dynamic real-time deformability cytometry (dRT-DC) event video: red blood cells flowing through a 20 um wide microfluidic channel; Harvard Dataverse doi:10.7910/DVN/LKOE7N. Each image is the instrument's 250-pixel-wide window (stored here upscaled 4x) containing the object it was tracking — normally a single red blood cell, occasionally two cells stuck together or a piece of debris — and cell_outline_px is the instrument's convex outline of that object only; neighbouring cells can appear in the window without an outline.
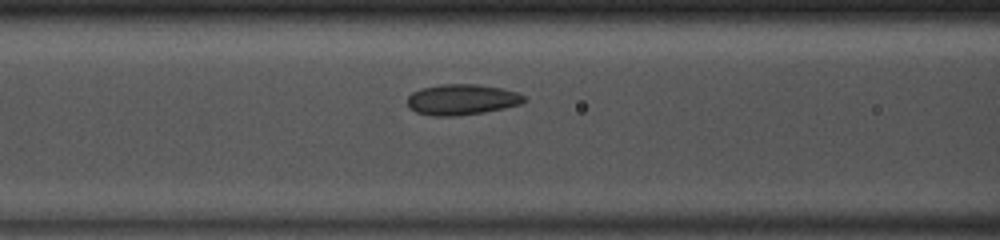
{"species": "common noctule bat (a hibernating species)", "species_latin": "Nyctalus noctula", "temperature_condition": "room temperature", "stored_images_in_passage": 49, "segment_of_instrument_passage": [1, 2], "camera_frame_rate_fps": 3000, "um_per_image_px": 0.085, "animal": {"sex": "male", "body_mass_g": 13.0, "forearm_length_mm": 53.1}, "frame": {"image": 1, "passage_image": 19, "time_ms": 6.0, "image_size_px": [1000, 240], "cell_outline_px": [[528, 100], [524, 104], [484, 112], [456, 116], [432, 116], [416, 112], [408, 108], [408, 96], [412, 92], [420, 88], [440, 84], [476, 84], [500, 88], [520, 92]], "centroid_in_image_um": [39.28, 8.46], "position_along_channel_um": 127.3, "area_um2": 21.21}}
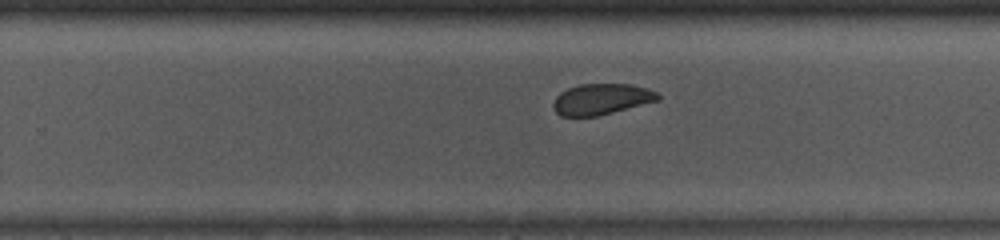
{"frame": {"image": 2, "passage_image": 30, "time_ms": 9.667, "image_size_px": [1000, 240], "cell_outline_px": [[660, 100], [596, 116], [560, 116], [552, 108], [552, 104], [556, 96], [560, 92], [568, 88], [580, 84], [632, 84], [648, 88], [656, 92], [660, 96]], "centroid_in_image_um": [51.11, 8.42], "position_along_channel_um": 278.7, "area_um2": 18.9}}
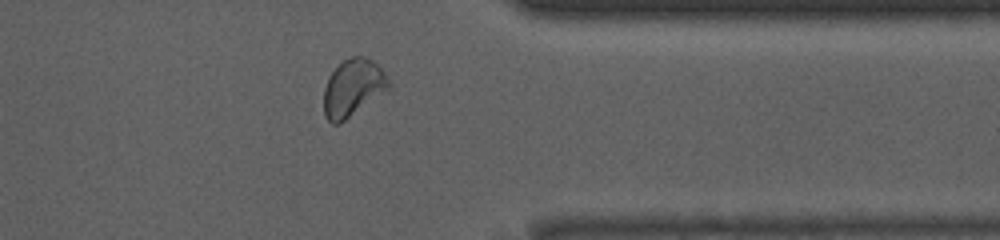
{"frame": {"image": 3, "passage_image": 38, "time_ms": 12.333, "image_size_px": [1000, 240], "cell_outline_px": [[392, 84], [388, 88], [340, 124], [332, 124], [324, 116], [324, 88], [328, 76], [344, 60], [352, 56], [364, 56], [372, 60], [384, 72]], "centroid_in_image_um": [29.97, 7.46], "position_along_channel_um": 381.4, "area_um2": 21.33}}